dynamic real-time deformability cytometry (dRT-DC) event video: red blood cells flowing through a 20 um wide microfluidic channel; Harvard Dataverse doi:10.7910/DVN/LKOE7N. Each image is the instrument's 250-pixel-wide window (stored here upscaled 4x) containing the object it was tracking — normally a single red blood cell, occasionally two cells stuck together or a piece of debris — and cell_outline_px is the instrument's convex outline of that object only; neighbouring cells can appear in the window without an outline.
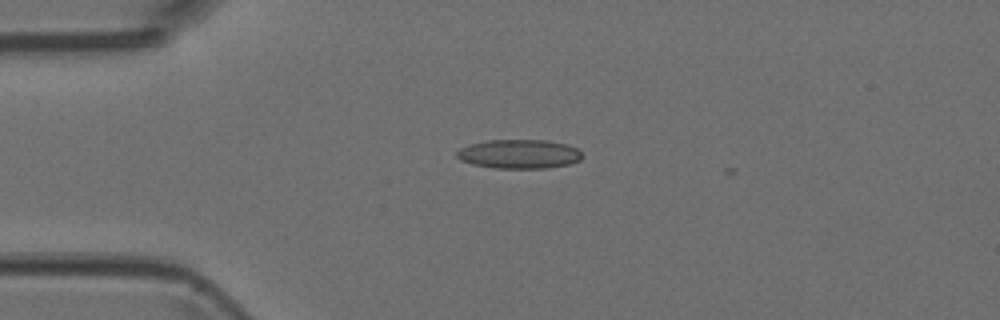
{"species": "Egyptian fruit bat (a non-hibernating species)", "species_latin": "Rousettus aegyptiacus", "temperature_condition": "room temperature", "stored_images_in_passage": 8, "camera_frame_rate_fps": 3000, "um_per_image_px": 0.085, "animal": {"sex": "female"}, "frame": {"image": 1, "passage_image": 1, "time_ms": 0.0, "image_size_px": [1000, 320], "cell_outline_px": [[584, 156], [580, 160], [568, 164], [548, 168], [496, 168], [472, 164], [460, 160], [456, 156], [456, 152], [460, 148], [468, 144], [488, 140], [548, 140], [568, 144], [576, 148]], "centroid_in_image_um": [44.12, 13.08], "position_along_channel_um": 40.9, "area_um2": 21.39}}
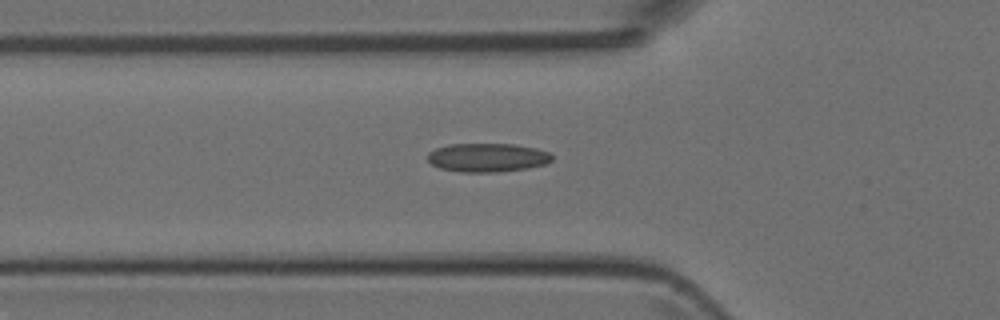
{"frame": {"image": 2, "passage_image": 6, "time_ms": 1.667, "image_size_px": [1000, 320], "cell_outline_px": [[552, 160], [544, 164], [528, 168], [496, 172], [460, 172], [440, 168], [432, 164], [428, 160], [428, 152], [436, 148], [448, 144], [516, 144], [536, 148], [548, 152], [552, 156]], "centroid_in_image_um": [41.42, 13.39], "position_along_channel_um": 84.4, "area_um2": 20.81}}